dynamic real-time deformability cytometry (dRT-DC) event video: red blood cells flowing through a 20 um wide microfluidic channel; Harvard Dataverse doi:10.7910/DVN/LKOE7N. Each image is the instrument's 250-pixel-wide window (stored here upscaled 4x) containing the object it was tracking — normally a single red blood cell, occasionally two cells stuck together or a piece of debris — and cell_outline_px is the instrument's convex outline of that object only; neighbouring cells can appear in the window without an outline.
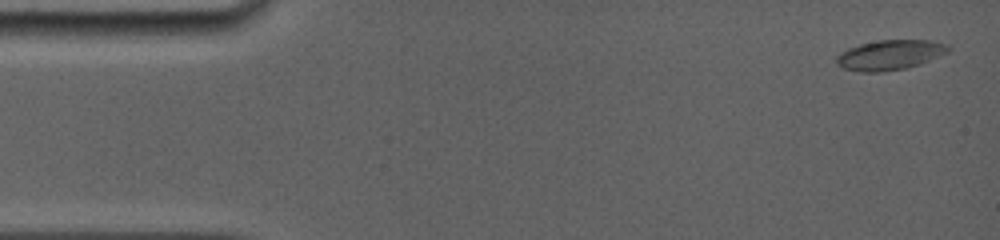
{"species": "common noctule bat (a hibernating species)", "species_latin": "Nyctalus noctula", "temperature_condition": "room temperature", "stored_images_in_passage": 55, "camera_frame_rate_fps": 5000, "um_per_image_px": 0.085, "animal": {"sex": "female", "body_mass_g": 19.0, "forearm_length_mm": 56.7}, "frame": {"image": 1, "passage_image": 1, "time_ms": 0.0, "image_size_px": [1000, 240], "cell_outline_px": [[952, 48], [948, 52], [920, 64], [904, 68], [880, 72], [860, 72], [844, 68], [836, 64], [836, 56], [840, 52], [848, 48], [860, 44], [880, 40], [932, 40], [948, 44]], "centroid_in_image_um": [75.64, 4.66], "position_along_channel_um": 9.4, "area_um2": 19.54}}
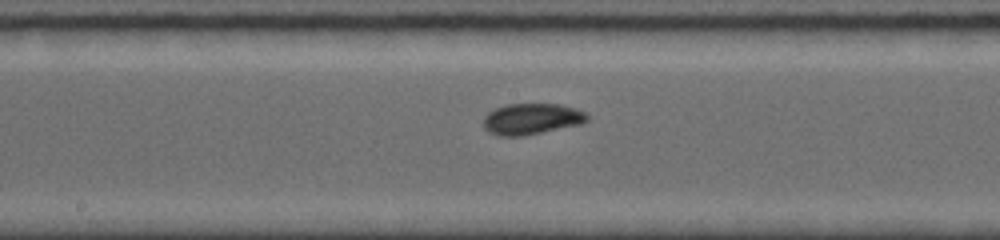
{"frame": {"image": 2, "passage_image": 34, "time_ms": 7.8, "image_size_px": [1000, 240], "cell_outline_px": [[592, 116], [588, 120], [580, 124], [524, 136], [496, 136], [488, 132], [484, 128], [484, 116], [488, 112], [496, 108], [508, 104], [560, 104], [576, 108]], "centroid_in_image_um": [45.19, 10.11], "position_along_channel_um": 203.0, "area_um2": 18.96}}
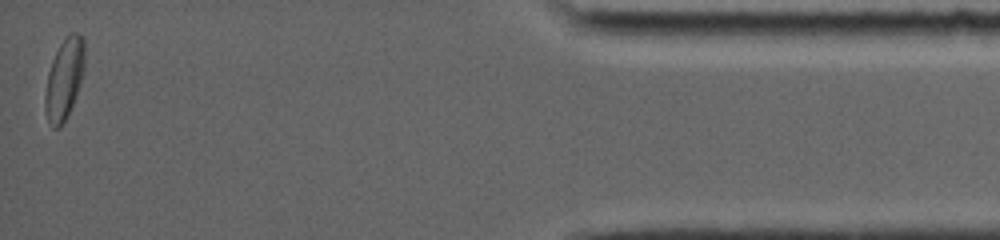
{"frame": {"image": 3, "passage_image": 55, "time_ms": 15.2, "image_size_px": [1000, 240], "cell_outline_px": [[84, 72], [76, 96], [68, 116], [60, 128], [52, 128], [44, 112], [44, 96], [48, 72], [52, 60], [60, 44], [72, 32], [76, 32], [84, 36]], "centroid_in_image_um": [5.46, 6.75], "position_along_channel_um": 429.7, "area_um2": 18.84}, "authors_computed_cell_mechanics": {"area_um2": 18.2648, "velocity_mm_per_s": 3.941, "shape_relaxation_time_tau1_ms": 4.8001, "shape_relaxation_time_tau2_ms": 7.1754, "deformation_change_tau1": 0.1009, "deformation_change_tau2": 0.0615}}